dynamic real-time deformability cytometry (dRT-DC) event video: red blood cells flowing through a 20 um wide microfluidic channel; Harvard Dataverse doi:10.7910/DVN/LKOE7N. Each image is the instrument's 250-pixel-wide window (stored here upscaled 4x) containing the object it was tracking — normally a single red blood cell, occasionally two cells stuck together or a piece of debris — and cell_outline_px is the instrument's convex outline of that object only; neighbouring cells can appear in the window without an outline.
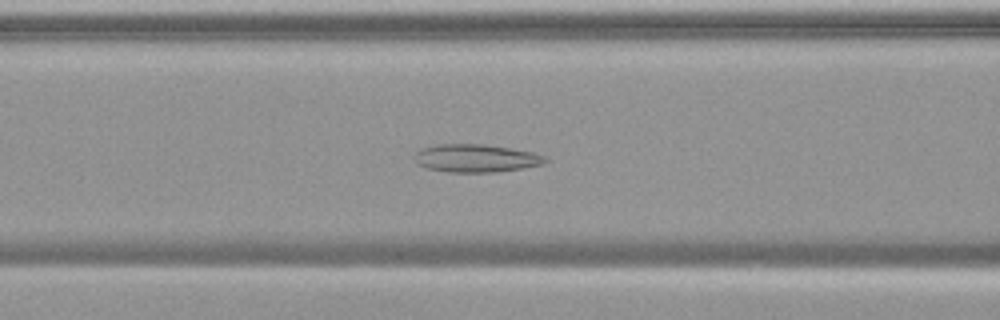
{"species": "common noctule bat (a hibernating species)", "species_latin": "Nyctalus noctula", "temperature_condition": "warm", "stored_images_in_passage": 54, "camera_frame_rate_fps": 3000, "um_per_image_px": 0.085, "animal": {"sex": "female", "body_mass_g": 19.9}, "frame": {"image": 1, "passage_image": 22, "time_ms": 7.0, "image_size_px": [1000, 320], "cell_outline_px": [[548, 160], [544, 164], [496, 172], [448, 172], [428, 168], [416, 164], [412, 160], [412, 156], [420, 148], [436, 144], [484, 144], [532, 152], [544, 156]], "centroid_in_image_um": [40.37, 13.44], "position_along_channel_um": 126.2, "area_um2": 21.39}}
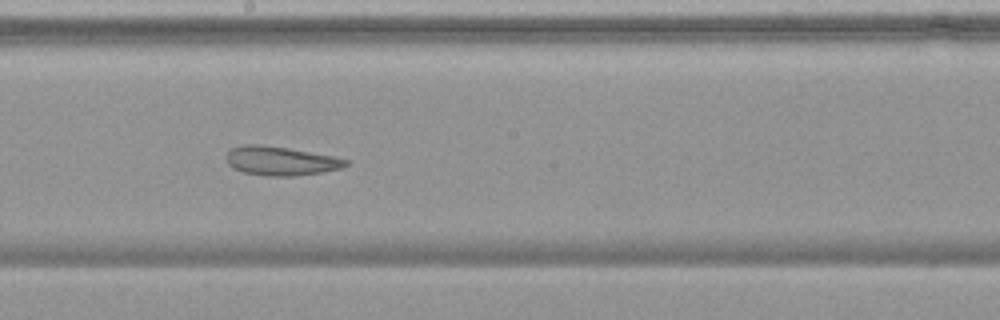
{"frame": {"image": 2, "passage_image": 30, "time_ms": 9.667, "image_size_px": [1000, 320], "cell_outline_px": [[348, 164], [340, 168], [320, 172], [296, 176], [268, 176], [244, 172], [232, 168], [228, 164], [224, 156], [232, 148], [244, 144], [260, 144], [288, 148], [336, 156], [348, 160]], "centroid_in_image_um": [23.83, 13.67], "position_along_channel_um": 224.4, "area_um2": 20.23}}
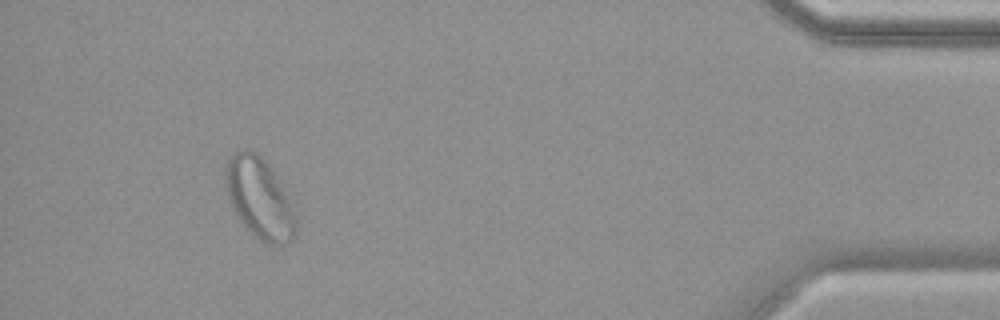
{"frame": {"image": 3, "passage_image": 50, "time_ms": 16.333, "image_size_px": [1000, 320], "cell_outline_px": [[300, 220], [292, 240], [280, 244], [272, 244], [260, 240], [240, 220], [232, 204], [228, 192], [224, 176], [224, 172], [228, 160], [232, 152], [244, 148], [252, 148], [268, 164], [280, 180]], "centroid_in_image_um": [22.1, 16.8], "position_along_channel_um": 413.1, "area_um2": 33.18}, "authors_computed_cell_mechanics": {"area_um2": 27.2816, "velocity_mm_per_s": 3.7011, "shape_relaxation_time_tau1_ms": null, "shape_relaxation_time_tau2_ms": 3.466, "deformation_change_tau1": null, "deformation_change_tau2": 0.1084}}